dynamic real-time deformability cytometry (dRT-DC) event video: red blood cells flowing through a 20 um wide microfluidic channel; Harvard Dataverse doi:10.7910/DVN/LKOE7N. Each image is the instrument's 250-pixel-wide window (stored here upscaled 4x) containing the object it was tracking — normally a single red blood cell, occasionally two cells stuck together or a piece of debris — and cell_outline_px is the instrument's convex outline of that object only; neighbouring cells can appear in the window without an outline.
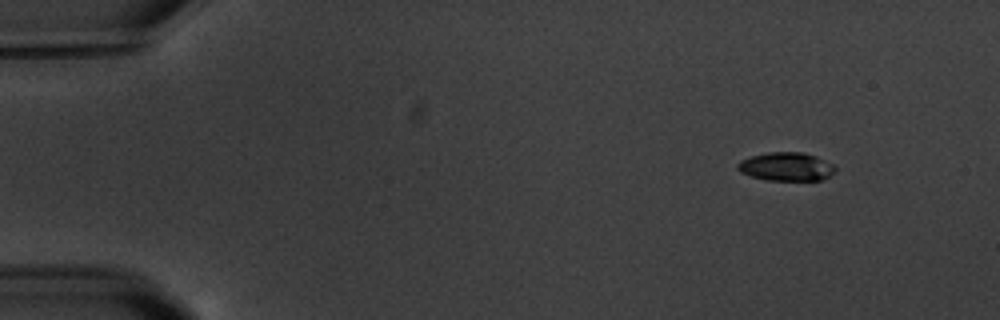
{"species": "common noctule bat (a hibernating species)", "species_latin": "Nyctalus noctula", "temperature_condition": "warm", "stored_images_in_passage": 3, "camera_frame_rate_fps": 3000, "um_per_image_px": 0.085, "animal": {"sex": "male", "body_mass_g": 20.1, "forearm_length_mm": 53.5}, "frame": {"image": 1, "passage_image": 1, "time_ms": 0.0, "image_size_px": [1000, 320], "cell_outline_px": [[836, 172], [820, 180], [768, 180], [752, 176], [740, 172], [736, 168], [736, 164], [740, 160], [752, 156], [768, 152], [804, 152], [816, 156], [832, 164], [836, 168]], "centroid_in_image_um": [66.82, 14.16], "position_along_channel_um": 18.2, "area_um2": 16.18}}